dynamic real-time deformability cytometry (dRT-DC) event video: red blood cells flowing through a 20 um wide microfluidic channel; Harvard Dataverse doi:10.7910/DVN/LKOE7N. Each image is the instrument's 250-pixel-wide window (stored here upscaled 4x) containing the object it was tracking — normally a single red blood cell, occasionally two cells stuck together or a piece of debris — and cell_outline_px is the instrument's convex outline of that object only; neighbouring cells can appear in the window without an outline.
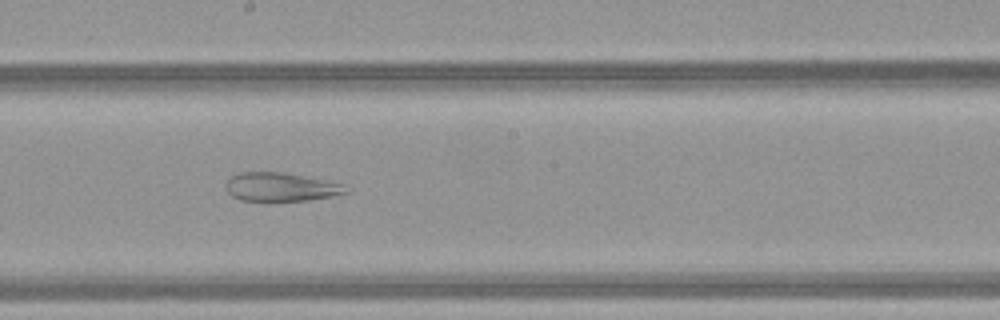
{"species": "common noctule bat (a hibernating species)", "species_latin": "Nyctalus noctula", "temperature_condition": "warm", "stored_images_in_passage": 43, "camera_frame_rate_fps": 3000, "um_per_image_px": 0.085, "animal": {"sex": "female", "body_mass_g": 21.9}, "frame": {"image": 1, "passage_image": 22, "time_ms": 7.0, "image_size_px": [1000, 320], "cell_outline_px": [[348, 192], [332, 196], [308, 200], [240, 200], [232, 196], [228, 192], [228, 180], [232, 176], [240, 172], [284, 172], [344, 184]], "centroid_in_image_um": [23.88, 15.88], "position_along_channel_um": 224.3, "area_um2": 19.59}}
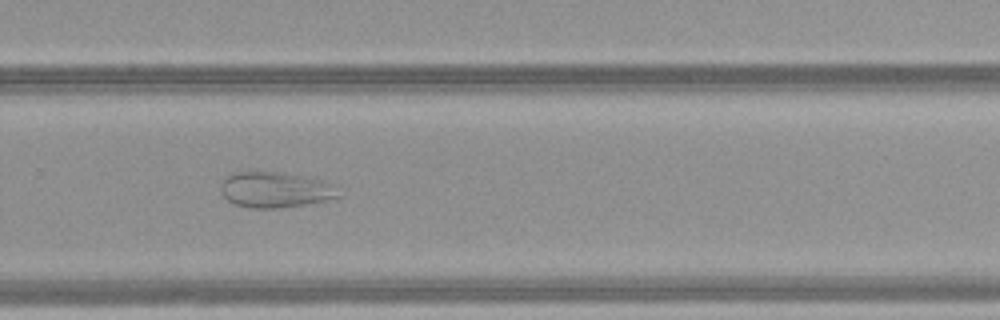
{"frame": {"image": 2, "passage_image": 28, "time_ms": 9.0, "image_size_px": [1000, 320], "cell_outline_px": [[340, 196], [308, 204], [276, 208], [248, 208], [236, 204], [228, 200], [224, 196], [220, 188], [220, 184], [232, 172], [276, 172], [304, 176], [328, 180], [332, 184]], "centroid_in_image_um": [23.39, 16.13], "position_along_channel_um": 306.4, "area_um2": 24.33}}
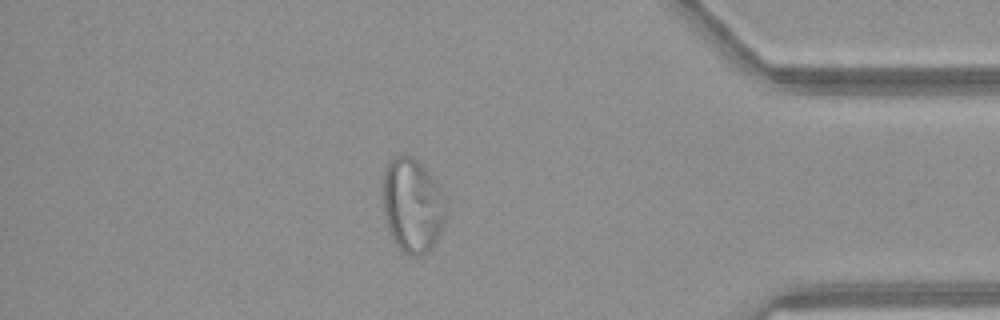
{"frame": {"image": 3, "passage_image": 37, "time_ms": 12.0, "image_size_px": [1000, 320], "cell_outline_px": [[444, 220], [440, 232], [436, 240], [428, 252], [420, 256], [408, 256], [396, 244], [388, 228], [384, 212], [384, 168], [388, 160], [396, 156], [412, 156], [424, 164], [436, 180], [444, 196]], "centroid_in_image_um": [35.06, 17.42], "position_along_channel_um": 400.1, "area_um2": 34.56}}